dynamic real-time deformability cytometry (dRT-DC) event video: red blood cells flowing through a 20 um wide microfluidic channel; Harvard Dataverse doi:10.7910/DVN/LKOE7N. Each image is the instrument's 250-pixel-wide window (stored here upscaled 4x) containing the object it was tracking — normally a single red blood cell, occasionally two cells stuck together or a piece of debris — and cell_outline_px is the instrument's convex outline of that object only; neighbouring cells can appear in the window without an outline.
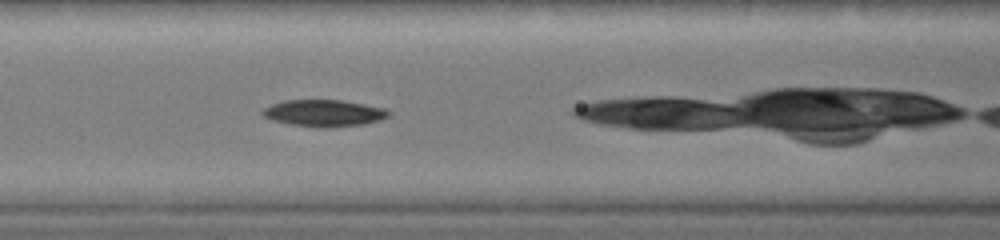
{"species": "common noctule bat (a hibernating species)", "species_latin": "Nyctalus noctula", "temperature_condition": "warm", "stored_images_in_passage": 5, "camera_frame_rate_fps": 3000, "um_per_image_px": 0.085, "animal": {"sex": "female", "body_mass_g": 19.0, "forearm_length_mm": 51.5}, "frame": {"image": 1, "passage_image": 4, "time_ms": 2.0, "image_size_px": [1000, 240], "cell_outline_px": [[388, 116], [364, 124], [324, 128], [292, 124], [276, 120], [264, 116], [260, 112], [264, 108], [272, 104], [284, 100], [340, 100], [364, 104], [384, 108], [388, 112]], "centroid_in_image_um": [27.51, 9.6], "position_along_channel_um": 139.1, "area_um2": 19.19}}